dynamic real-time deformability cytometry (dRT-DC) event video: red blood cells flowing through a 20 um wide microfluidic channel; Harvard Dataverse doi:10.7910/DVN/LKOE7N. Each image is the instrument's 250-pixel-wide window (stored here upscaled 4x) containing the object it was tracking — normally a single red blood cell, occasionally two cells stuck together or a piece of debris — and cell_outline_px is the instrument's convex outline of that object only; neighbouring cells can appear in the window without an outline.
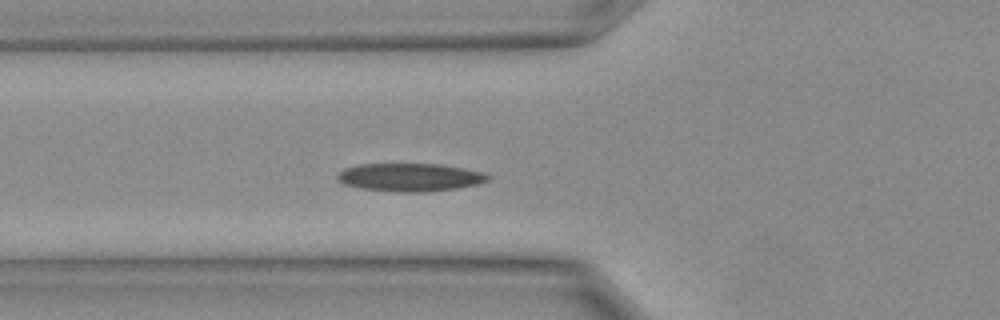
{"species": "Egyptian fruit bat (a non-hibernating species)", "species_latin": "Rousettus aegyptiacus", "temperature_condition": "warm", "stored_images_in_passage": 9, "camera_frame_rate_fps": 3000, "um_per_image_px": 0.085, "animal": {"sex": "female"}, "frame": {"image": 1, "passage_image": 7, "time_ms": 2.0, "image_size_px": [1000, 320], "cell_outline_px": [[492, 176], [488, 180], [480, 184], [456, 188], [428, 192], [400, 192], [360, 188], [344, 184], [336, 176], [344, 168], [360, 164], [440, 164], [464, 168], [484, 172]], "centroid_in_image_um": [34.9, 15.07], "position_along_channel_um": 90.9, "area_um2": 24.68}}